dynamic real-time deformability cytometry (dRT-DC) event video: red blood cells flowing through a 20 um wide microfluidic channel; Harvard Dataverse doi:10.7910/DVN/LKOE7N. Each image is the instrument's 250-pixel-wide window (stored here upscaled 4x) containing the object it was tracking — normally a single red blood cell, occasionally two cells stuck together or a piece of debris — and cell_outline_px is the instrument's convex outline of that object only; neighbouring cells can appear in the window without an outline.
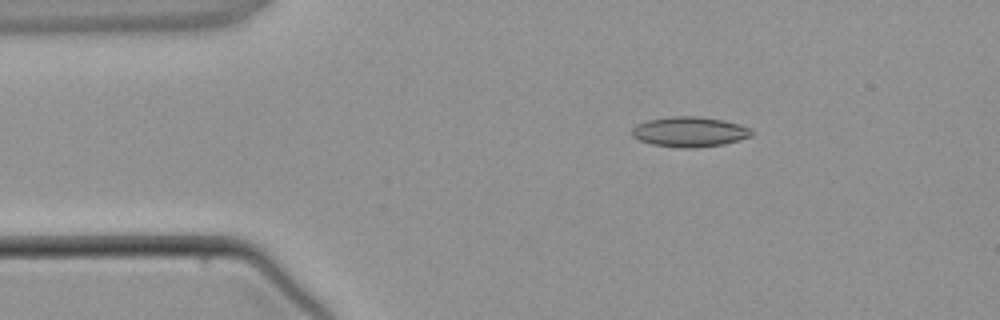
{"species": "common noctule bat (a hibernating species)", "species_latin": "Nyctalus noctula", "temperature_condition": "warm", "stored_images_in_passage": 3, "camera_frame_rate_fps": 3000, "um_per_image_px": 0.085, "animal": {"sex": "male", "body_mass_g": 21.5, "forearm_length_mm": 52.0}, "frame": {"image": 1, "passage_image": 2, "time_ms": 1.333, "image_size_px": [1000, 320], "cell_outline_px": [[752, 136], [740, 140], [724, 144], [692, 148], [680, 148], [652, 144], [640, 140], [632, 136], [632, 128], [636, 124], [648, 120], [672, 116], [700, 116], [724, 120], [740, 124], [748, 128], [752, 132]], "centroid_in_image_um": [58.61, 11.2], "position_along_channel_um": 26.4, "area_um2": 21.04}}